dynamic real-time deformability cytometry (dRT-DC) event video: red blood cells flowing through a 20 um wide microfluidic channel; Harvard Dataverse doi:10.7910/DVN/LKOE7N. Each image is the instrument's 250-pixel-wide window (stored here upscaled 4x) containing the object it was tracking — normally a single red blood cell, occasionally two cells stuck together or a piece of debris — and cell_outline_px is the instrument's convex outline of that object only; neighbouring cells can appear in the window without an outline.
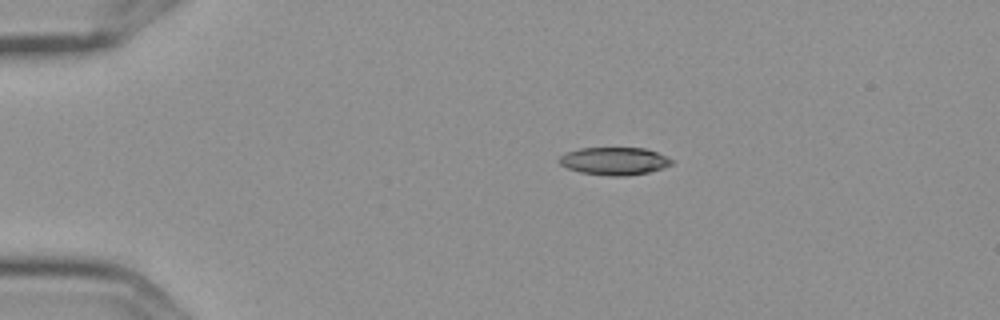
{"species": "Egyptian fruit bat (a non-hibernating species)", "species_latin": "Rousettus aegyptiacus", "temperature_condition": "cold", "stored_images_in_passage": 9, "camera_frame_rate_fps": 3000, "um_per_image_px": 0.085, "frame": {"image": 1, "passage_image": 1, "time_ms": 0.0, "image_size_px": [1000, 320], "cell_outline_px": [[672, 164], [664, 168], [648, 172], [624, 176], [612, 176], [580, 172], [568, 168], [560, 164], [556, 160], [560, 156], [568, 152], [580, 148], [644, 148], [656, 152], [672, 160]], "centroid_in_image_um": [52.19, 13.69], "position_along_channel_um": 32.8, "area_um2": 17.98}}
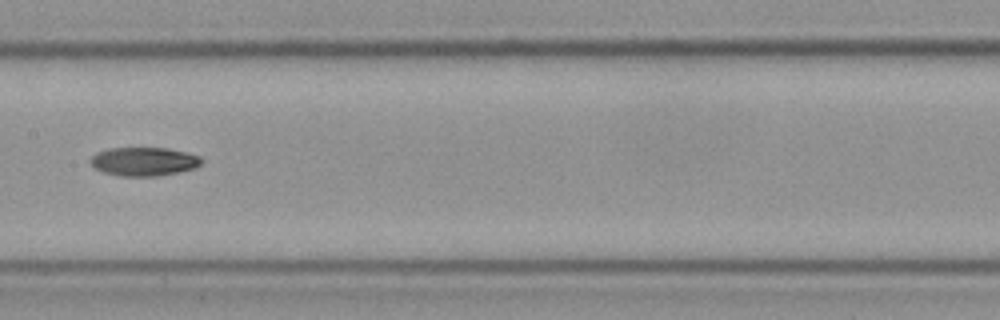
{"frame": {"image": 2, "passage_image": 6, "time_ms": 1.667, "image_size_px": [1000, 320], "cell_outline_px": [[204, 160], [196, 168], [156, 176], [120, 176], [104, 172], [96, 168], [88, 160], [96, 152], [108, 148], [168, 148], [188, 152], [200, 156]], "centroid_in_image_um": [12.24, 13.72], "position_along_channel_um": 195.2, "area_um2": 18.61}}
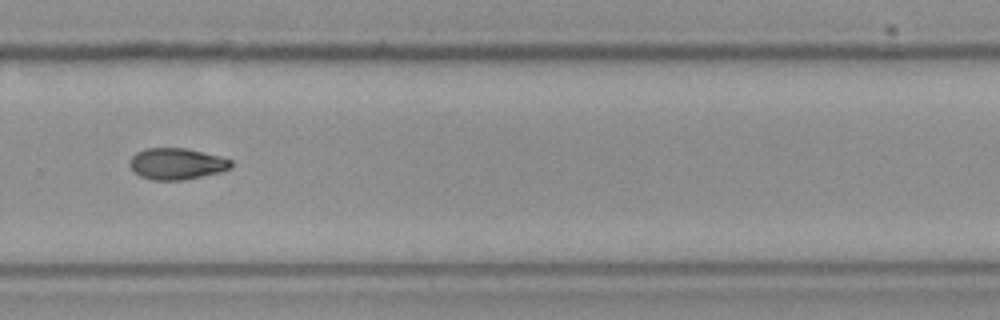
{"frame": {"image": 3, "passage_image": 9, "time_ms": 2.667, "image_size_px": [1000, 320], "cell_outline_px": [[232, 168], [220, 172], [180, 180], [152, 180], [140, 176], [128, 164], [132, 156], [136, 152], [148, 148], [184, 148], [232, 160]], "centroid_in_image_um": [14.99, 13.92], "position_along_channel_um": 314.8, "area_um2": 18.21}}